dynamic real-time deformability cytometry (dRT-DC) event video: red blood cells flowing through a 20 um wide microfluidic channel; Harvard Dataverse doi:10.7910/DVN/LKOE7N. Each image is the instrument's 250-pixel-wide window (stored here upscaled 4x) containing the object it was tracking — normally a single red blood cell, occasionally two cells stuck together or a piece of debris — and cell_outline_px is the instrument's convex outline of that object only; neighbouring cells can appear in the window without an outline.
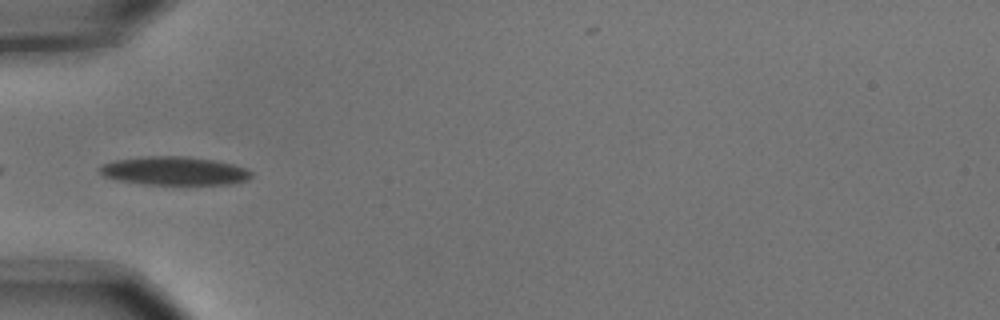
{"species": "common noctule bat (a hibernating species)", "species_latin": "Nyctalus noctula", "temperature_condition": "cold", "stored_images_in_passage": 7, "camera_frame_rate_fps": 3000, "um_per_image_px": 0.085, "animal": {"sex": "male", "body_mass_g": 15.6}, "frame": {"image": 1, "passage_image": 6, "time_ms": 1.667, "image_size_px": [1000, 320], "cell_outline_px": [[252, 176], [248, 180], [236, 184], [144, 184], [120, 180], [104, 176], [96, 168], [100, 164], [116, 160], [148, 156], [184, 156], [216, 160], [248, 168], [252, 172]], "centroid_in_image_um": [14.85, 14.52], "position_along_channel_um": 70.1, "area_um2": 25.32}}
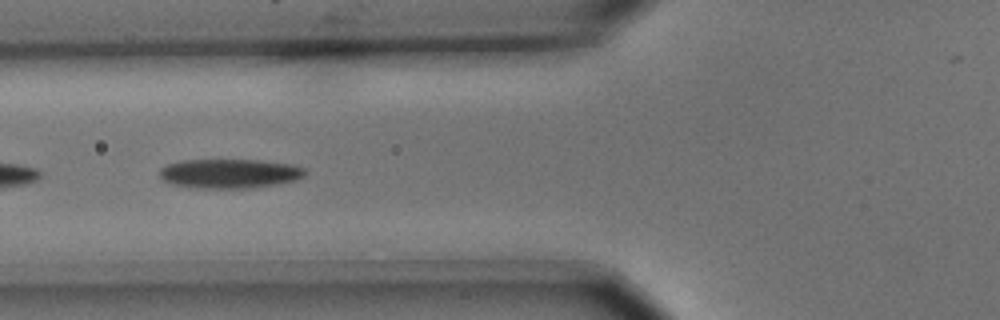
{"frame": {"image": 2, "passage_image": 7, "time_ms": 2.0, "image_size_px": [1000, 320], "cell_outline_px": [[308, 172], [304, 176], [296, 180], [276, 184], [248, 188], [188, 188], [172, 184], [164, 180], [160, 176], [160, 168], [168, 164], [180, 160], [260, 160], [292, 164], [304, 168]], "centroid_in_image_um": [19.51, 14.75], "position_along_channel_um": 106.3, "area_um2": 25.03}}